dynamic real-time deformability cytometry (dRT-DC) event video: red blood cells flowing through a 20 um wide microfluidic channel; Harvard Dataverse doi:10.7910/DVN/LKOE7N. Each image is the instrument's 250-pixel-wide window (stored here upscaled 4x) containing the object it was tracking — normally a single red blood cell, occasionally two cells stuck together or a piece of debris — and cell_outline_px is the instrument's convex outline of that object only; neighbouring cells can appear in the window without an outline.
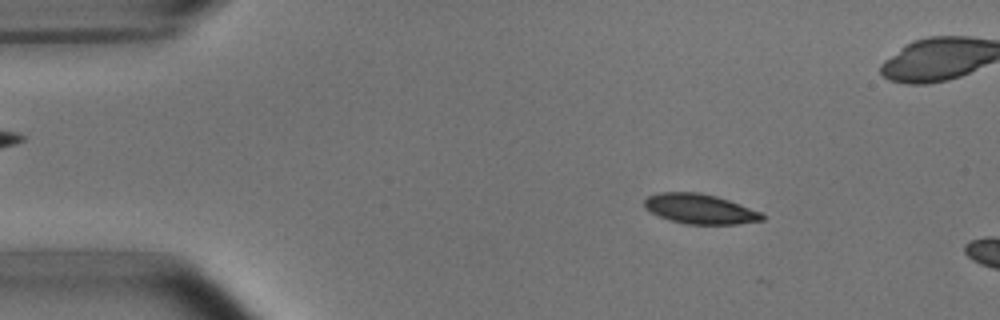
{"species": "common noctule bat (a hibernating species)", "species_latin": "Nyctalus noctula", "temperature_condition": "room temperature", "stored_images_in_passage": 11, "camera_frame_rate_fps": 3000, "um_per_image_px": 0.085, "animal": {"sex": "male", "body_mass_g": 15.6}, "frame": {"image": 1, "passage_image": 7, "time_ms": 2.0, "image_size_px": [1000, 320], "cell_outline_px": [[764, 220], [736, 224], [684, 224], [668, 220], [644, 208], [644, 200], [648, 196], [660, 192], [700, 192], [716, 196], [740, 204], [760, 212], [764, 216]], "centroid_in_image_um": [59.47, 17.76], "position_along_channel_um": 25.5, "area_um2": 20.46}}